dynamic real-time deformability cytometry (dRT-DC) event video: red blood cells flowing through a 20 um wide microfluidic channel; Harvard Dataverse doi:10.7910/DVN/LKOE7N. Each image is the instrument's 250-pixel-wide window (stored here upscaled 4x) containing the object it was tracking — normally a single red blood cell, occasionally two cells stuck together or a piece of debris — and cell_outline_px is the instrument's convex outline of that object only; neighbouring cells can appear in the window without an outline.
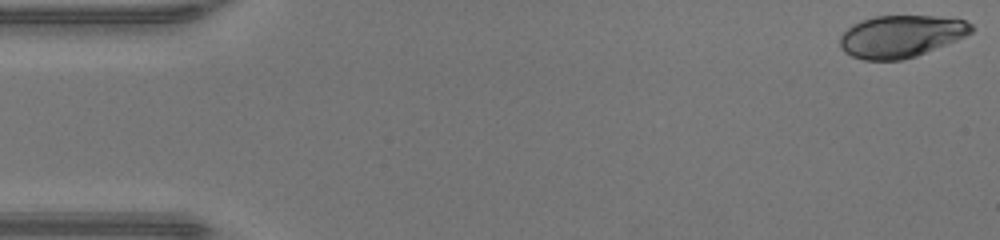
{"species": "human", "species_latin": "Homo sapiens", "temperature_condition": "warm", "stored_images_in_passage": 48, "camera_frame_rate_fps": 3000, "um_per_image_px": 0.085, "donor": {"sex": "male"}, "frame": {"image": 1, "passage_image": 1, "time_ms": 0.0, "image_size_px": [1000, 240], "cell_outline_px": [[972, 32], [956, 40], [916, 56], [900, 60], [864, 60], [852, 56], [844, 52], [840, 48], [840, 36], [852, 24], [876, 16], [936, 16], [964, 20], [972, 24]], "centroid_in_image_um": [76.56, 3.09], "position_along_channel_um": 8.4, "area_um2": 32.02}}
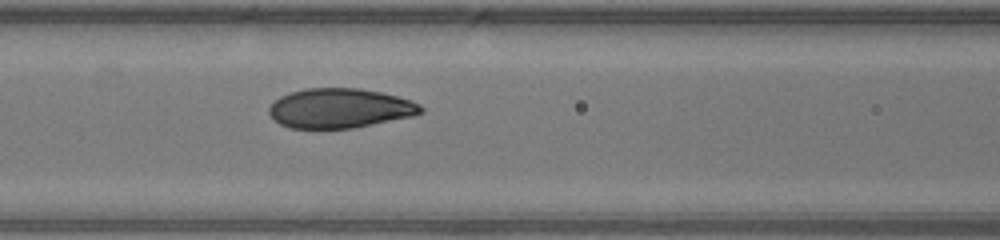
{"frame": {"image": 2, "passage_image": 20, "time_ms": 6.333, "image_size_px": [1000, 240], "cell_outline_px": [[424, 112], [412, 116], [352, 128], [292, 128], [280, 124], [268, 112], [268, 108], [280, 96], [304, 88], [360, 88], [380, 92], [396, 96], [420, 104], [424, 108]], "centroid_in_image_um": [28.89, 9.19], "position_along_channel_um": 137.7, "area_um2": 34.74}}
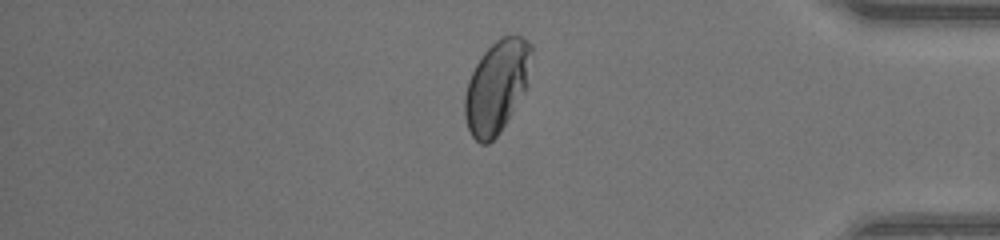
{"frame": {"image": 3, "passage_image": 40, "time_ms": 13.0, "image_size_px": [1000, 240], "cell_outline_px": [[532, 52], [528, 84], [504, 124], [496, 136], [488, 144], [480, 144], [472, 136], [468, 128], [464, 116], [464, 96], [468, 80], [476, 64], [484, 52], [500, 36], [520, 36], [532, 44]], "centroid_in_image_um": [42.21, 7.34], "position_along_channel_um": 393.0, "area_um2": 35.55}, "authors_computed_cell_mechanics": {"area_um2": 35.3447, "velocity_mm_per_s": 4.2901, "shape_relaxation_time_tau1_ms": 3.6772, "shape_relaxation_time_tau2_ms": null, "deformation_change_tau1": 0.1848, "deformation_change_tau2": null}}